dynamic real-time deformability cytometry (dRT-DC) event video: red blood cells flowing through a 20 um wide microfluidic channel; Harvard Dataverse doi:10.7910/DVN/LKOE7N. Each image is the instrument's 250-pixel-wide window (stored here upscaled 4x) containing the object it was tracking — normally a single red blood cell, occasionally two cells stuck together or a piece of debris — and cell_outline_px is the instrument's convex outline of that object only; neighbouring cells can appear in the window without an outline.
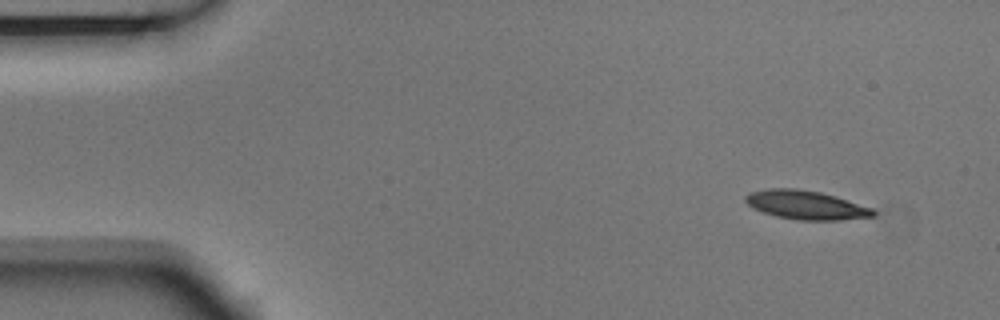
{"species": "Egyptian fruit bat (a non-hibernating species)", "species_latin": "Rousettus aegyptiacus", "temperature_condition": "room temperature", "stored_images_in_passage": 3, "camera_frame_rate_fps": 3000, "um_per_image_px": 0.085, "animal": {"sex": "male"}, "frame": {"image": 1, "passage_image": 1, "time_ms": 0.0, "image_size_px": [1000, 320], "cell_outline_px": [[876, 216], [840, 220], [796, 220], [776, 216], [764, 212], [748, 204], [744, 200], [744, 196], [748, 192], [768, 188], [796, 188], [820, 192], [836, 196], [872, 208], [876, 212]], "centroid_in_image_um": [68.51, 17.42], "position_along_channel_um": 16.5, "area_um2": 21.5}}
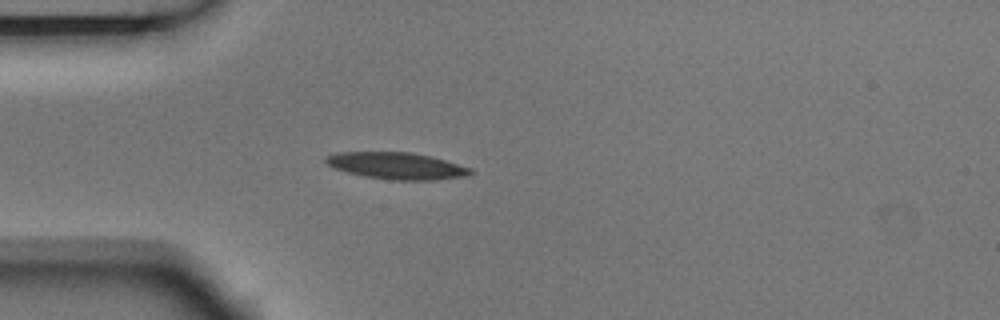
{"frame": {"image": 2, "passage_image": 3, "time_ms": 0.667, "image_size_px": [1000, 320], "cell_outline_px": [[476, 172], [472, 176], [436, 180], [392, 180], [364, 176], [332, 168], [324, 160], [324, 156], [336, 152], [412, 152], [432, 156], [472, 168]], "centroid_in_image_um": [33.78, 14.09], "position_along_channel_um": 51.2, "area_um2": 23.0}}